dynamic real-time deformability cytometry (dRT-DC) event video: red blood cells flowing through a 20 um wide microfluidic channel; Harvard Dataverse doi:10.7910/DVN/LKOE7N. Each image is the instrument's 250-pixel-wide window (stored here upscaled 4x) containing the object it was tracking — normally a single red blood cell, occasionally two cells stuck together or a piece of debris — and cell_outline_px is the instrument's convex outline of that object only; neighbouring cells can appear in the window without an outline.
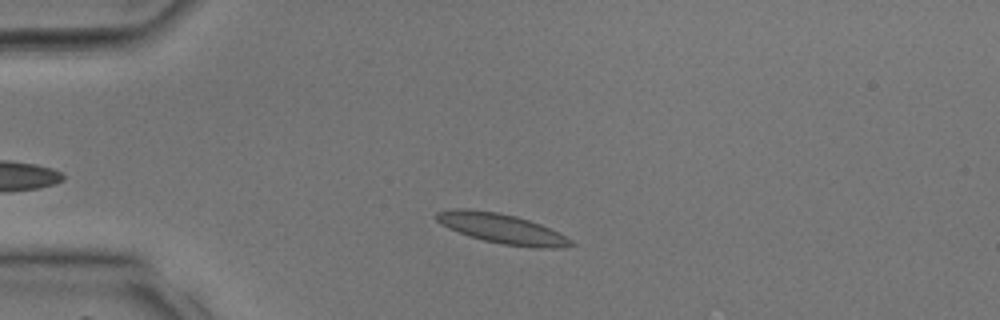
{"species": "common noctule bat (a hibernating species)", "species_latin": "Nyctalus noctula", "temperature_condition": "room temperature", "stored_images_in_passage": 27, "camera_frame_rate_fps": 3000, "um_per_image_px": 0.085, "animal": {"sex": "male", "body_mass_g": 17.9, "forearm_length_mm": 54.2}, "frame": {"image": 1, "passage_image": 4, "time_ms": 1.0, "image_size_px": [1000, 320], "cell_outline_px": [[572, 244], [556, 248], [536, 248], [500, 244], [484, 240], [448, 228], [440, 224], [432, 216], [436, 212], [452, 208], [468, 208], [496, 212], [516, 216], [540, 224], [572, 240]], "centroid_in_image_um": [42.56, 19.41], "position_along_channel_um": 42.4, "area_um2": 23.18}}
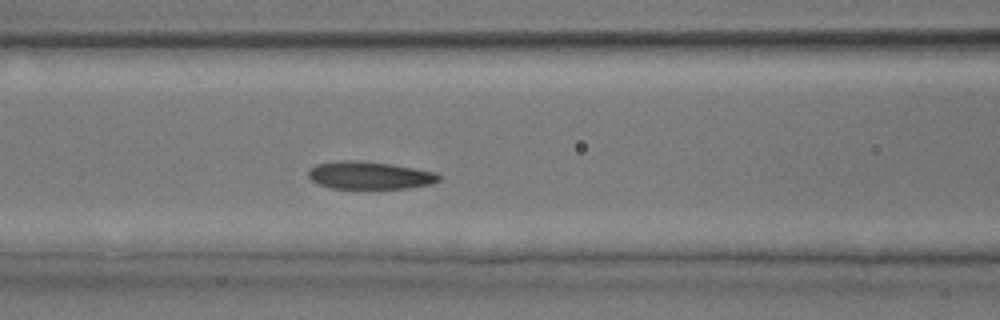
{"frame": {"image": 2, "passage_image": 11, "time_ms": 3.333, "image_size_px": [1000, 320], "cell_outline_px": [[440, 180], [428, 184], [408, 188], [332, 188], [316, 184], [308, 176], [308, 168], [316, 164], [340, 160], [360, 160], [388, 164], [436, 172], [440, 176]], "centroid_in_image_um": [31.35, 14.9], "position_along_channel_um": 135.3, "area_um2": 20.92}}
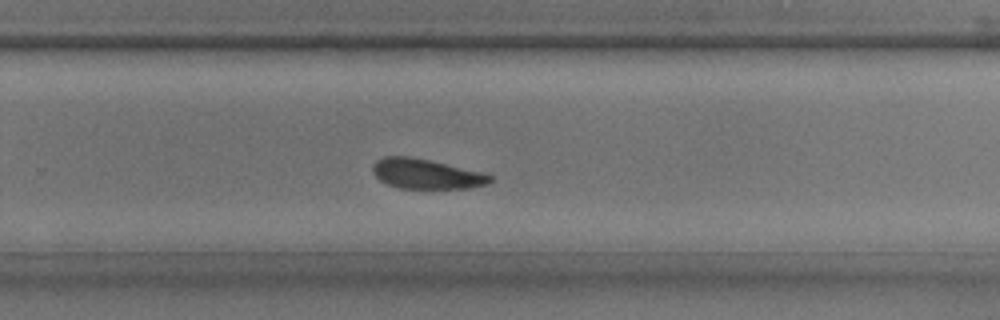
{"frame": {"image": 3, "passage_image": 20, "time_ms": 6.333, "image_size_px": [1000, 320], "cell_outline_px": [[492, 180], [488, 184], [472, 188], [400, 188], [388, 184], [380, 180], [372, 172], [372, 164], [376, 160], [384, 156], [408, 156], [428, 160], [484, 172], [492, 176]], "centroid_in_image_um": [36.23, 14.78], "position_along_channel_um": 293.6, "area_um2": 20.46}}